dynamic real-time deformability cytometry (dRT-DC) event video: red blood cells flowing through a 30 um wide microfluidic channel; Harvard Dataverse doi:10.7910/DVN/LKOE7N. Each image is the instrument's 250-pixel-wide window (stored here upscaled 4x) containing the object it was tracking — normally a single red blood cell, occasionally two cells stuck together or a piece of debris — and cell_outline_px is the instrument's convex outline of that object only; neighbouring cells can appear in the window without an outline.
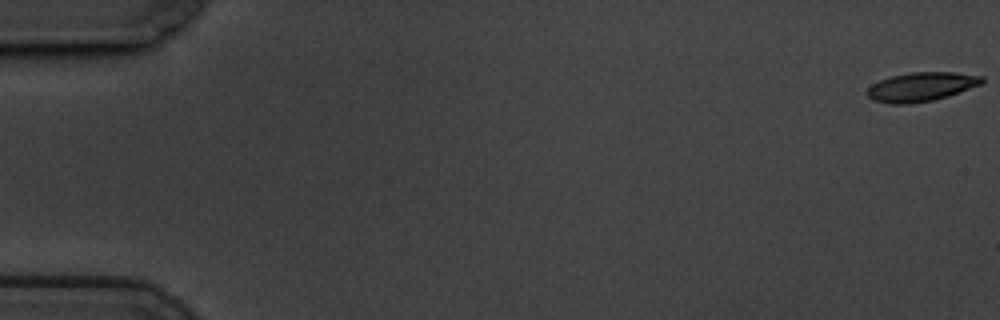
{"species": "common noctule bat (a hibernating species)", "species_latin": "Nyctalus noctula", "temperature_condition": "cold", "stored_images_in_passage": 57, "camera_frame_rate_fps": 3000, "um_per_image_px": 0.085, "animal": {"sex": "male", "body_mass_g": 19.5, "forearm_length_mm": 54.6}, "frame": {"image": 1, "passage_image": 1, "time_ms": 0.0, "image_size_px": [1000, 320], "cell_outline_px": [[984, 84], [948, 96], [932, 100], [908, 104], [892, 104], [872, 100], [868, 96], [868, 88], [872, 84], [880, 80], [892, 76], [912, 72], [952, 72], [984, 76]], "centroid_in_image_um": [78.35, 7.37], "position_along_channel_um": 6.7, "area_um2": 19.42}}
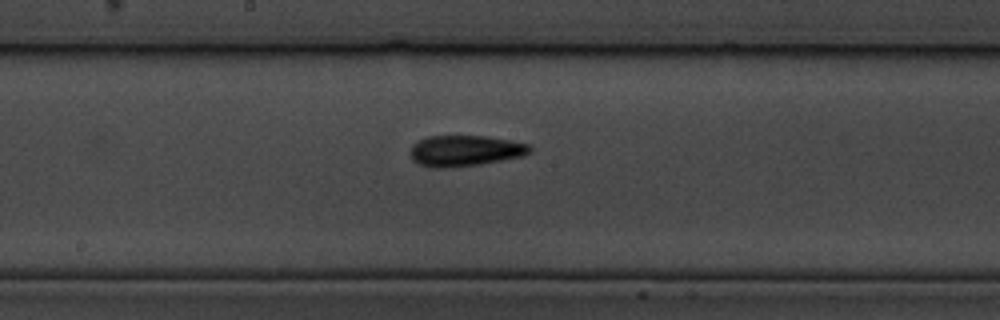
{"frame": {"image": 2, "passage_image": 32, "time_ms": 10.333, "image_size_px": [1000, 320], "cell_outline_px": [[532, 152], [520, 156], [480, 164], [444, 168], [432, 168], [420, 164], [412, 160], [408, 152], [412, 144], [416, 140], [428, 136], [488, 136], [528, 144], [532, 148]], "centroid_in_image_um": [39.45, 12.81], "position_along_channel_um": 208.7, "area_um2": 21.62}}
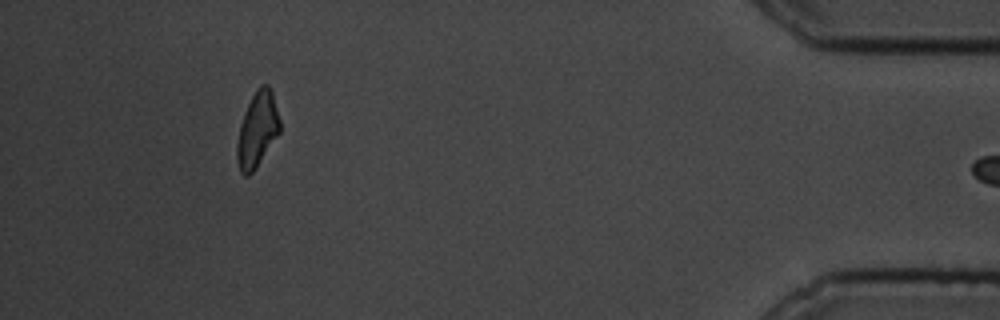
{"frame": {"image": 3, "passage_image": 55, "time_ms": 18.0, "image_size_px": [1000, 320], "cell_outline_px": [[280, 132], [252, 172], [248, 176], [244, 176], [240, 172], [236, 160], [236, 144], [240, 124], [244, 112], [256, 88], [260, 84], [268, 84], [272, 88], [280, 120]], "centroid_in_image_um": [21.86, 10.98], "position_along_channel_um": 413.3, "area_um2": 18.9}, "authors_computed_cell_mechanics": {"area_um2": 19.941, "velocity_mm_per_s": 3.4333, "shape_relaxation_time_tau1_ms": 4.2001, "shape_relaxation_time_tau2_ms": 1.9234, "deformation_change_tau1": 0.1351, "deformation_change_tau2": 0.0961}}